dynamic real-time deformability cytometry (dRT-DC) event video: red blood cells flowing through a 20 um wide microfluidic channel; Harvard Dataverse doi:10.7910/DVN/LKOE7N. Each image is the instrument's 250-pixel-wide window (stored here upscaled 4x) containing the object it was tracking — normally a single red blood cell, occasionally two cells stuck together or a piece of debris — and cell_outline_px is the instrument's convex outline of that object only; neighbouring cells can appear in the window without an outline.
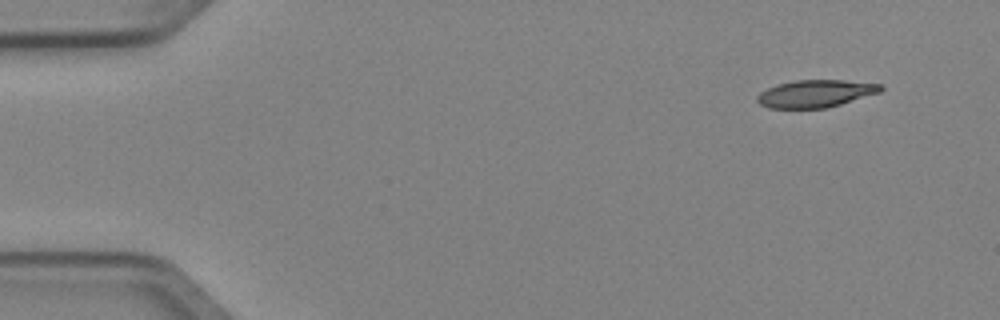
{"species": "Egyptian fruit bat (a non-hibernating species)", "species_latin": "Rousettus aegyptiacus", "temperature_condition": "cold", "stored_images_in_passage": 4, "camera_frame_rate_fps": 3000, "um_per_image_px": 0.085, "animal": {"sex": "female"}, "frame": {"image": 1, "passage_image": 1, "time_ms": 0.0, "image_size_px": [1000, 320], "cell_outline_px": [[884, 88], [880, 92], [840, 104], [824, 108], [768, 108], [760, 104], [756, 100], [756, 96], [760, 92], [768, 88], [780, 84], [796, 80], [844, 80], [884, 84]], "centroid_in_image_um": [69.33, 7.95], "position_along_channel_um": 15.7, "area_um2": 19.65}}
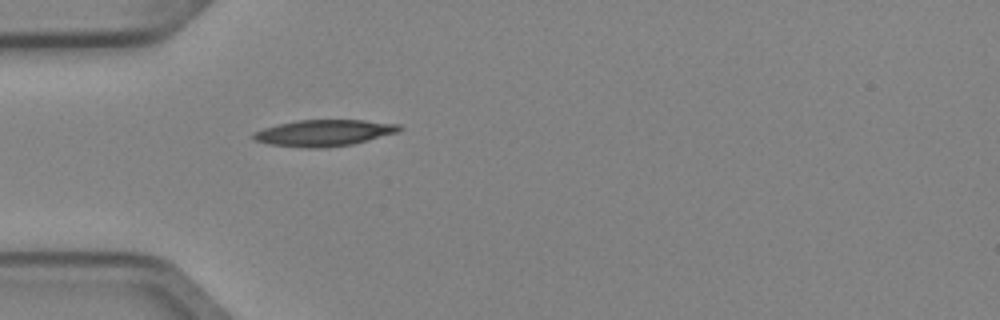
{"frame": {"image": 2, "passage_image": 4, "time_ms": 1.0, "image_size_px": [1000, 320], "cell_outline_px": [[404, 128], [400, 132], [352, 144], [328, 148], [304, 148], [268, 144], [256, 140], [252, 136], [252, 132], [264, 128], [296, 120], [364, 120], [400, 124]], "centroid_in_image_um": [27.58, 11.3], "position_along_channel_um": 57.4, "area_um2": 22.6}}